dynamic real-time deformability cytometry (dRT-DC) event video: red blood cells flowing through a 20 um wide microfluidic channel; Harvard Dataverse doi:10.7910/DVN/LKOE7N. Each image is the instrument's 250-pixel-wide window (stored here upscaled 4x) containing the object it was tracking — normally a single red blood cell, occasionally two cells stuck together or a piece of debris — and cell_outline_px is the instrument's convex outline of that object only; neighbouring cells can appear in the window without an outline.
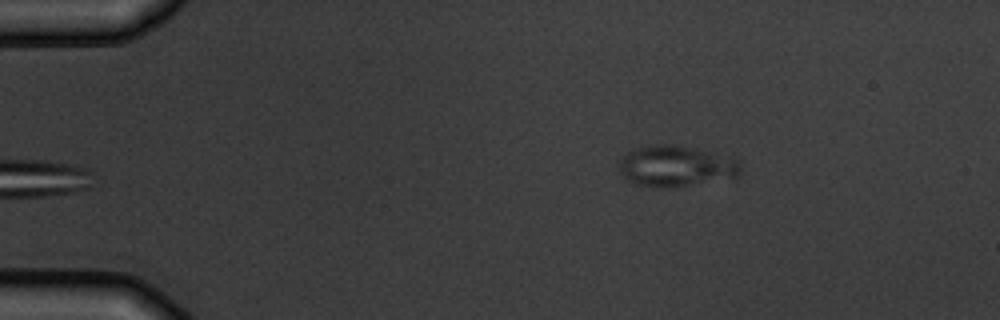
{"species": "common noctule bat (a hibernating species)", "species_latin": "Nyctalus noctula", "temperature_condition": "warm", "stored_images_in_passage": 3, "camera_frame_rate_fps": 3000, "um_per_image_px": 0.085, "animal": {"sex": "male", "body_mass_g": 19.5, "forearm_length_mm": 54.6}, "frame": {"image": 1, "passage_image": 3, "time_ms": 3.0, "image_size_px": [1000, 320], "cell_outline_px": [[740, 176], [736, 180], [668, 188], [652, 188], [636, 184], [628, 180], [620, 172], [616, 164], [620, 156], [636, 148], [652, 144], [672, 144], [736, 156], [740, 160]], "centroid_in_image_um": [57.54, 14.14], "position_along_channel_um": 27.5, "area_um2": 30.52}}